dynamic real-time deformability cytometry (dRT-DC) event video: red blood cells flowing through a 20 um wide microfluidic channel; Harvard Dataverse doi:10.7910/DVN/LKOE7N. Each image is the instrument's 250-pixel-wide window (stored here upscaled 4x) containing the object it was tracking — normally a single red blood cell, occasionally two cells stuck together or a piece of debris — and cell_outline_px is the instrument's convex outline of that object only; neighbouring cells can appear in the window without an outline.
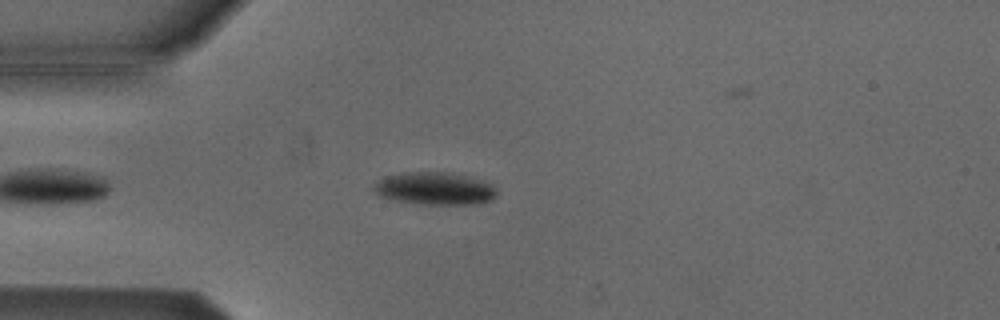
{"species": "Egyptian fruit bat (a non-hibernating species)", "species_latin": "Rousettus aegyptiacus", "temperature_condition": "cold", "stored_images_in_passage": 44, "camera_frame_rate_fps": 3000, "um_per_image_px": 0.085, "animal": {"sex": "male"}, "frame": {"image": 1, "passage_image": 7, "time_ms": 2.0, "image_size_px": [1000, 320], "cell_outline_px": [[496, 196], [492, 200], [480, 204], [420, 204], [380, 196], [372, 188], [384, 176], [400, 172], [448, 172], [484, 180], [492, 184], [496, 188]], "centroid_in_image_um": [37.01, 16.01], "position_along_channel_um": 48.0, "area_um2": 23.35}}
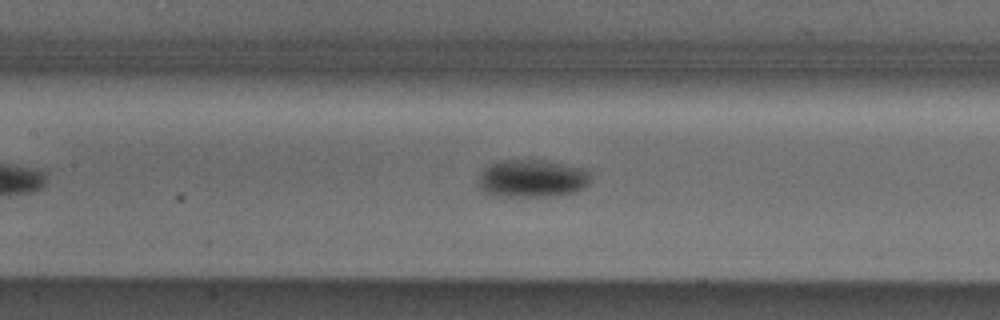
{"frame": {"image": 2, "passage_image": 17, "time_ms": 5.333, "image_size_px": [1000, 320], "cell_outline_px": [[588, 184], [584, 188], [576, 192], [552, 196], [496, 196], [484, 192], [480, 188], [480, 172], [488, 164], [500, 160], [540, 160], [584, 168], [588, 172]], "centroid_in_image_um": [45.2, 15.17], "position_along_channel_um": 162.2, "area_um2": 24.57}}
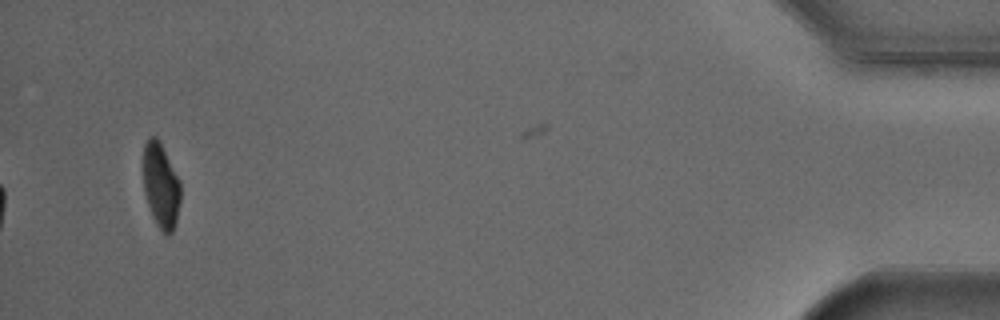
{"frame": {"image": 3, "passage_image": 44, "time_ms": 14.333, "image_size_px": [1000, 320], "cell_outline_px": [[180, 200], [176, 224], [172, 232], [168, 236], [164, 236], [152, 216], [144, 192], [144, 144], [148, 136], [156, 136], [180, 180]], "centroid_in_image_um": [13.68, 15.82], "position_along_channel_um": 421.5, "area_um2": 18.38}, "authors_computed_cell_mechanics": {"area_um2": 22.3975, "velocity_mm_per_s": 3.8228, "shape_relaxation_time_tau1_ms": 1.9589, "shape_relaxation_time_tau2_ms": null, "deformation_change_tau1": 0.1101, "deformation_change_tau2": null}}